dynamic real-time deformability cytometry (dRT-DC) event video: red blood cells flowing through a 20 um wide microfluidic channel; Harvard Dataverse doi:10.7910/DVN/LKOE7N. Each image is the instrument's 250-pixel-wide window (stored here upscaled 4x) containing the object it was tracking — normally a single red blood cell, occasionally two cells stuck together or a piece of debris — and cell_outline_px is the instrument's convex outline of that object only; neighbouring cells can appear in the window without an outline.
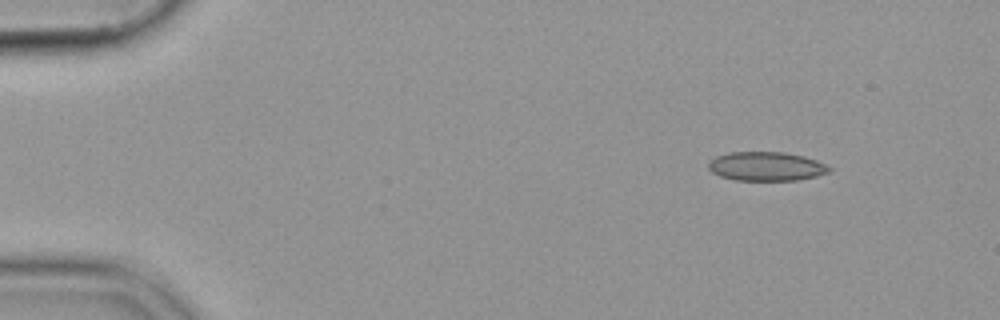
{"species": "common noctule bat (a hibernating species)", "species_latin": "Nyctalus noctula", "temperature_condition": "cold", "stored_images_in_passage": 49, "camera_frame_rate_fps": 3000, "um_per_image_px": 0.085, "animal": {"sex": "female", "body_mass_g": 19.9}, "frame": {"image": 1, "passage_image": 1, "time_ms": 0.0, "image_size_px": [1000, 320], "cell_outline_px": [[832, 168], [828, 172], [816, 176], [796, 180], [736, 180], [720, 176], [712, 172], [708, 168], [708, 164], [716, 156], [732, 152], [784, 152], [816, 160]], "centroid_in_image_um": [65.11, 14.14], "position_along_channel_um": 19.9, "area_um2": 20.11}}
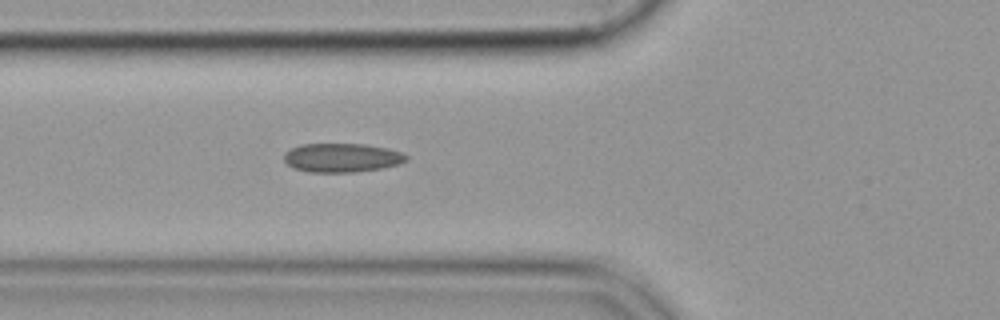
{"frame": {"image": 2, "passage_image": 15, "time_ms": 4.667, "image_size_px": [1000, 320], "cell_outline_px": [[408, 160], [400, 164], [380, 168], [352, 172], [308, 172], [296, 168], [288, 164], [284, 160], [284, 152], [300, 144], [364, 144], [388, 148], [400, 152], [408, 156]], "centroid_in_image_um": [29.07, 13.4], "position_along_channel_um": 96.7, "area_um2": 20.52}}
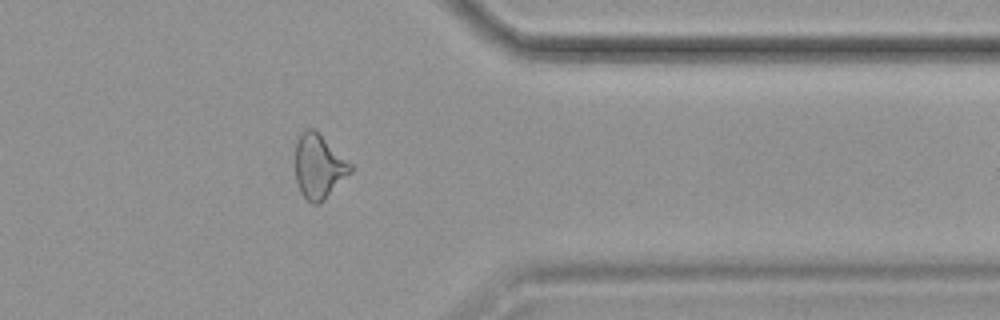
{"frame": {"image": 3, "passage_image": 39, "time_ms": 12.667, "image_size_px": [1000, 320], "cell_outline_px": [[352, 172], [320, 204], [312, 204], [300, 192], [296, 180], [296, 144], [300, 132], [308, 128], [312, 128], [352, 164]], "centroid_in_image_um": [27.1, 14.17], "position_along_channel_um": 384.3, "area_um2": 20.4}}